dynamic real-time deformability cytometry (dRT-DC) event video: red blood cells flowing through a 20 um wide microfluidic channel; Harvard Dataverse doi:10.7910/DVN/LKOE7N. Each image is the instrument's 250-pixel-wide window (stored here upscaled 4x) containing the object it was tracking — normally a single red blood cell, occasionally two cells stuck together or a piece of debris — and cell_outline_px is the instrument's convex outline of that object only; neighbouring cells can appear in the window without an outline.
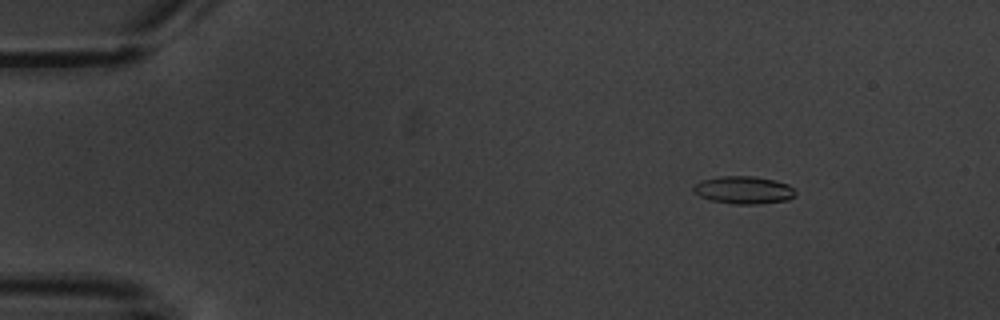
{"species": "common noctule bat (a hibernating species)", "species_latin": "Nyctalus noctula", "temperature_condition": "warm", "stored_images_in_passage": 5, "camera_frame_rate_fps": 3000, "um_per_image_px": 0.085, "animal": {"sex": "male", "body_mass_g": 20.1, "forearm_length_mm": 53.5}, "frame": {"image": 1, "passage_image": 3, "time_ms": 2.333, "image_size_px": [1000, 320], "cell_outline_px": [[796, 196], [788, 200], [756, 204], [736, 204], [712, 200], [700, 196], [692, 192], [692, 188], [700, 180], [720, 176], [752, 176], [776, 180], [788, 184], [796, 192]], "centroid_in_image_um": [63.22, 16.14], "position_along_channel_um": 21.8, "area_um2": 16.47}}